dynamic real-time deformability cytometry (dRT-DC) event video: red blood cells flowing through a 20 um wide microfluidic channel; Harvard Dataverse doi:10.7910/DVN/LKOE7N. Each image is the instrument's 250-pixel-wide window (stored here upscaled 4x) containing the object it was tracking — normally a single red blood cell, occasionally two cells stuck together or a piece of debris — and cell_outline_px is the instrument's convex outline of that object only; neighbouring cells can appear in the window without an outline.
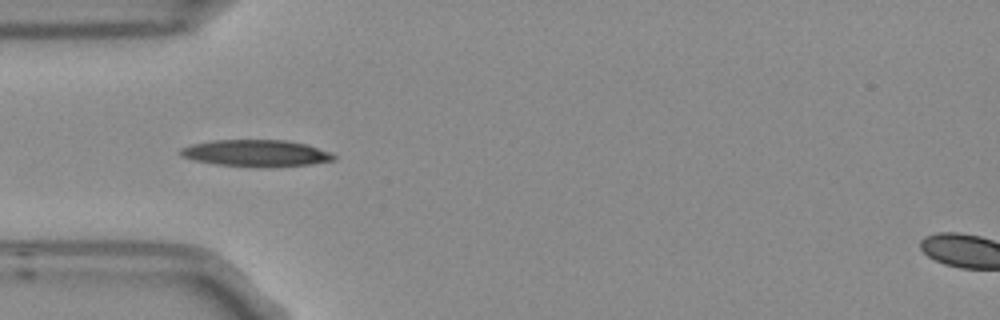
{"species": "Egyptian fruit bat (a non-hibernating species)", "species_latin": "Rousettus aegyptiacus", "temperature_condition": "room temperature", "stored_images_in_passage": 7, "camera_frame_rate_fps": 3000, "um_per_image_px": 0.085, "frame": {"image": 1, "passage_image": 4, "time_ms": 1.0, "image_size_px": [1000, 320], "cell_outline_px": [[336, 156], [332, 160], [308, 164], [272, 168], [260, 168], [216, 164], [192, 160], [180, 156], [180, 148], [192, 144], [212, 140], [288, 140], [308, 144], [328, 152]], "centroid_in_image_um": [21.72, 13.03], "position_along_channel_um": 63.3, "area_um2": 24.1}}